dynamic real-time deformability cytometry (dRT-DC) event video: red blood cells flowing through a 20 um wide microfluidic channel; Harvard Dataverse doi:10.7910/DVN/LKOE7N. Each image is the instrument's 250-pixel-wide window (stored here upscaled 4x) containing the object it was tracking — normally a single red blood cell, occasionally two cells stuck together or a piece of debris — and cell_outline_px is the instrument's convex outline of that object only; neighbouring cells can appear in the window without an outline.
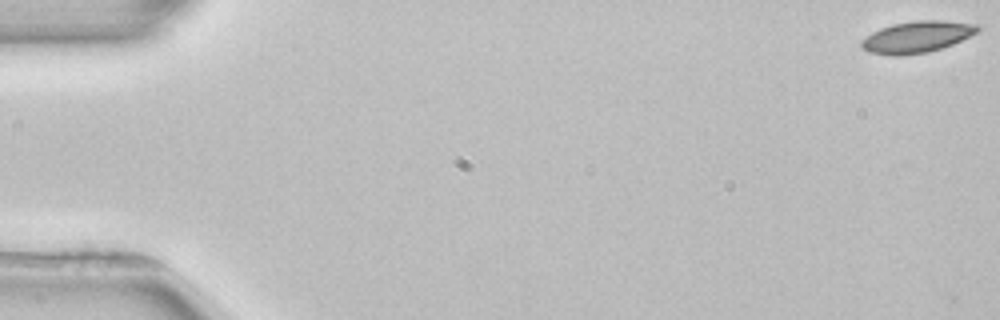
{"species": "common noctule bat (a hibernating species)", "species_latin": "Nyctalus noctula", "temperature_condition": "room temperature", "stored_images_in_passage": 14, "camera_frame_rate_fps": 3000, "um_per_image_px": 0.085, "animal": {"sex": "female", "body_mass_g": 22.7, "forearm_length_mm": 54.2}, "frame": {"image": 1, "passage_image": 1, "time_ms": 0.0, "image_size_px": [1000, 320], "cell_outline_px": [[980, 28], [976, 32], [952, 44], [928, 52], [892, 56], [868, 52], [860, 44], [872, 32], [880, 28], [892, 24], [916, 20], [944, 20], [980, 24]], "centroid_in_image_um": [77.95, 3.12], "position_along_channel_um": 7.0, "area_um2": 21.1}}